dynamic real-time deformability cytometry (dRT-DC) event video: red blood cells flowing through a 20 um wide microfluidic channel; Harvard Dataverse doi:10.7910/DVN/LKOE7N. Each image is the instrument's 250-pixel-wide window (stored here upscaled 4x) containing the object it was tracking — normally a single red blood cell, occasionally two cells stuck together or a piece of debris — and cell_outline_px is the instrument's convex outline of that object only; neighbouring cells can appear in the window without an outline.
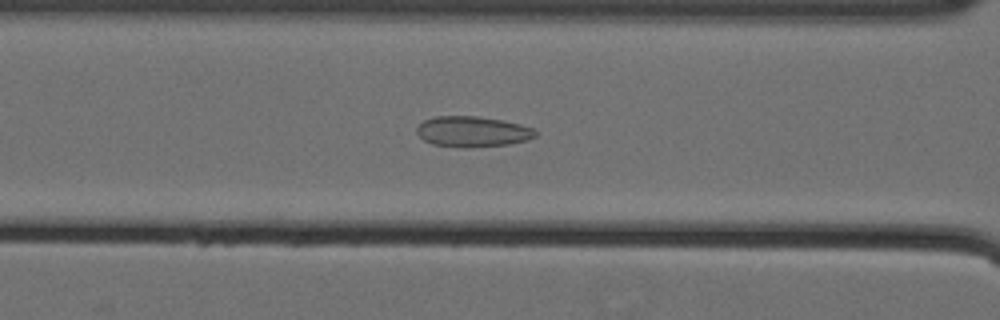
{"species": "Egyptian fruit bat (a non-hibernating species)", "species_latin": "Rousettus aegyptiacus", "temperature_condition": "cold", "stored_images_in_passage": 62, "camera_frame_rate_fps": 3000, "um_per_image_px": 0.085, "animal": {"sex": "female"}, "frame": {"image": 1, "passage_image": 29, "time_ms": 9.333, "image_size_px": [1000, 320], "cell_outline_px": [[536, 136], [528, 140], [508, 144], [468, 148], [464, 148], [432, 144], [424, 140], [416, 132], [416, 128], [424, 120], [436, 116], [476, 116], [500, 120], [520, 124], [532, 128], [536, 132]], "centroid_in_image_um": [40.15, 11.19], "position_along_channel_um": 126.5, "area_um2": 21.1}}
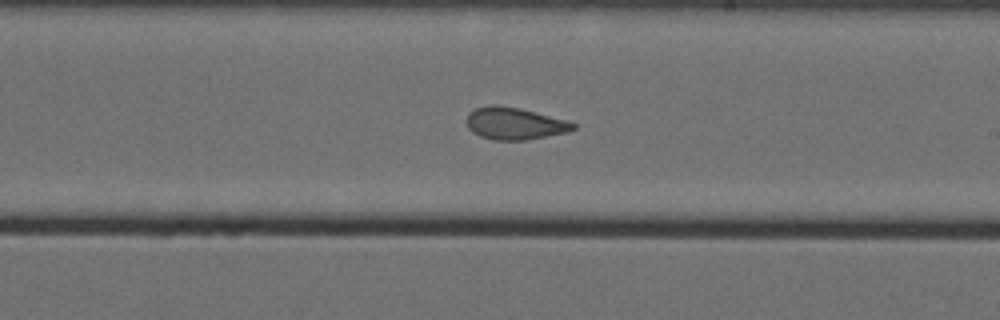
{"frame": {"image": 2, "passage_image": 39, "time_ms": 12.667, "image_size_px": [1000, 320], "cell_outline_px": [[576, 128], [568, 132], [524, 140], [492, 140], [480, 136], [472, 132], [468, 128], [464, 120], [468, 112], [476, 108], [492, 104], [496, 104], [520, 108], [568, 120], [576, 124]], "centroid_in_image_um": [43.7, 10.49], "position_along_channel_um": 245.3, "area_um2": 20.23}}
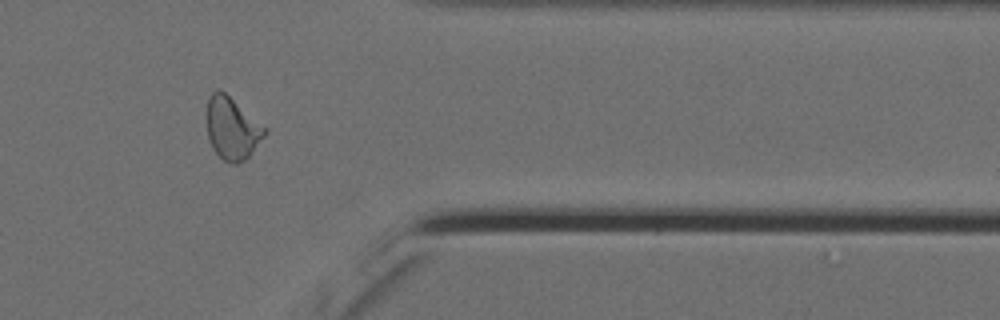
{"frame": {"image": 3, "passage_image": 52, "time_ms": 17.0, "image_size_px": [1000, 320], "cell_outline_px": [[268, 132], [248, 156], [244, 160], [236, 164], [232, 164], [224, 160], [212, 148], [208, 140], [208, 100], [212, 92], [220, 88], [268, 128]], "centroid_in_image_um": [19.75, 10.9], "position_along_channel_um": 391.6, "area_um2": 20.92}, "authors_computed_cell_mechanics": {"area_um2": 21.9351, "velocity_mm_per_s": 3.5645, "shape_relaxation_time_tau1_ms": null, "shape_relaxation_time_tau2_ms": 1.6652, "deformation_change_tau1": null, "deformation_change_tau2": 0.078}}